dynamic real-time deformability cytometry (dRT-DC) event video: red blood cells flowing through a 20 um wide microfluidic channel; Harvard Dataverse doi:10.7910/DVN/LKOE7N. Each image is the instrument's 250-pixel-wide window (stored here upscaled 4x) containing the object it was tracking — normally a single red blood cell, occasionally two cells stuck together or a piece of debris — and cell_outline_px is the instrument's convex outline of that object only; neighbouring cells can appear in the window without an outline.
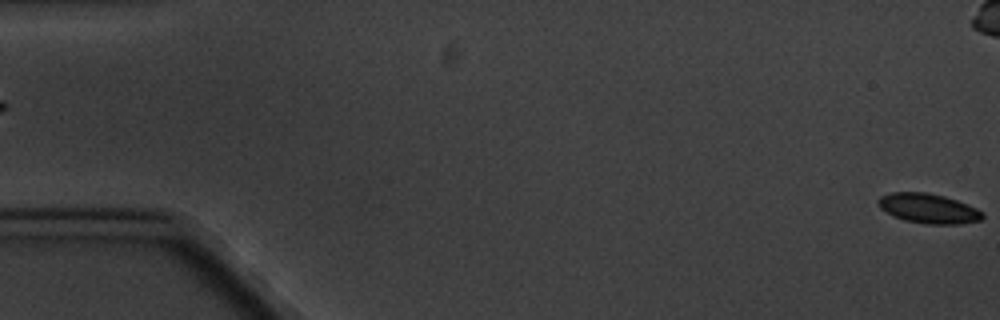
{"species": "common noctule bat (a hibernating species)", "species_latin": "Nyctalus noctula", "temperature_condition": "cold", "stored_images_in_passage": 2, "segment_of_instrument_passage": [2, 2], "camera_frame_rate_fps": 3000, "um_per_image_px": 0.085, "animal": {"sex": "male", "body_mass_g": 20.1, "forearm_length_mm": 53.5}, "frame": {"image": 1, "passage_image": 2, "time_ms": 1.0, "image_size_px": [1000, 320], "cell_outline_px": [[984, 216], [980, 220], [960, 224], [928, 224], [904, 220], [892, 216], [880, 208], [876, 200], [880, 196], [892, 192], [924, 192], [944, 196], [968, 204], [984, 212]], "centroid_in_image_um": [78.9, 17.72], "position_along_channel_um": 6.1, "area_um2": 18.15}}